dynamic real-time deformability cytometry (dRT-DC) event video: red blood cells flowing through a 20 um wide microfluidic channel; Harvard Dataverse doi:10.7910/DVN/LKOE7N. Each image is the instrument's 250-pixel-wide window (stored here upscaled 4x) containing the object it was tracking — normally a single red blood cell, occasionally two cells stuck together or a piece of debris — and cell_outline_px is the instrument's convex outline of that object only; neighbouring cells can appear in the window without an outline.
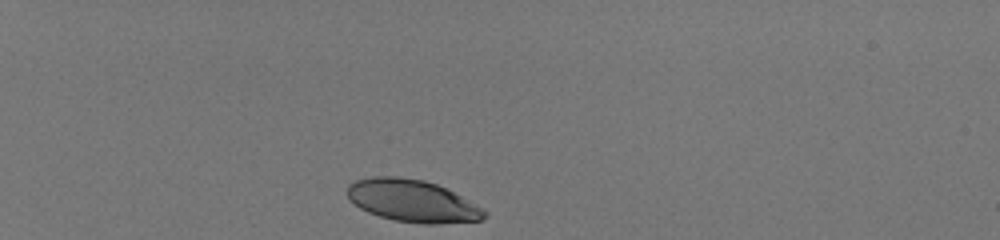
{"species": "human", "species_latin": "Homo sapiens", "temperature_condition": "room temperature", "stored_images_in_passage": 35, "camera_frame_rate_fps": 3000, "um_per_image_px": 0.085, "donor": {"sex": "male"}, "frame": {"image": 1, "passage_image": 1, "time_ms": 0.0, "image_size_px": [1000, 240], "cell_outline_px": [[488, 216], [480, 220], [436, 224], [424, 224], [396, 220], [380, 216], [368, 212], [360, 208], [348, 200], [348, 184], [356, 180], [372, 176], [396, 176], [424, 180], [436, 184], [484, 208], [488, 212]], "centroid_in_image_um": [35.04, 17.07], "position_along_channel_um": 50.0, "area_um2": 33.64}}
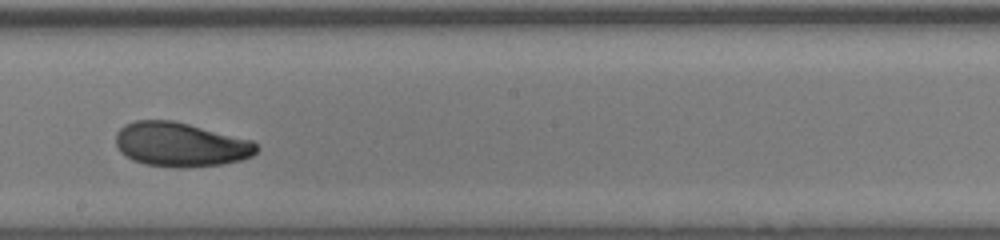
{"frame": {"image": 2, "passage_image": 20, "time_ms": 6.333, "image_size_px": [1000, 240], "cell_outline_px": [[260, 148], [252, 156], [240, 160], [220, 164], [180, 168], [176, 168], [144, 164], [132, 160], [120, 152], [116, 144], [116, 132], [124, 124], [136, 120], [172, 120], [252, 140]], "centroid_in_image_um": [15.32, 12.29], "position_along_channel_um": 232.9, "area_um2": 36.3}}
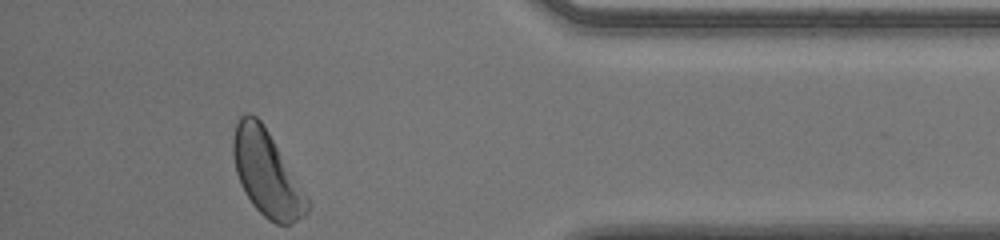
{"frame": {"image": 3, "passage_image": 35, "time_ms": 11.333, "image_size_px": [1000, 240], "cell_outline_px": [[312, 204], [308, 212], [304, 216], [292, 224], [276, 224], [268, 220], [252, 204], [244, 192], [240, 184], [236, 172], [232, 152], [232, 140], [236, 124], [240, 116], [244, 112], [248, 112], [256, 116], [260, 120], [268, 132]], "centroid_in_image_um": [22.66, 14.75], "position_along_channel_um": 412.5, "area_um2": 36.7}, "authors_computed_cell_mechanics": {"area_um2": 35.836, "velocity_mm_per_s": 3.9971, "shape_relaxation_time_tau1_ms": 3.1278, "shape_relaxation_time_tau2_ms": 4.8845, "deformation_change_tau1": 0.1279, "deformation_change_tau2": 0.1118}}